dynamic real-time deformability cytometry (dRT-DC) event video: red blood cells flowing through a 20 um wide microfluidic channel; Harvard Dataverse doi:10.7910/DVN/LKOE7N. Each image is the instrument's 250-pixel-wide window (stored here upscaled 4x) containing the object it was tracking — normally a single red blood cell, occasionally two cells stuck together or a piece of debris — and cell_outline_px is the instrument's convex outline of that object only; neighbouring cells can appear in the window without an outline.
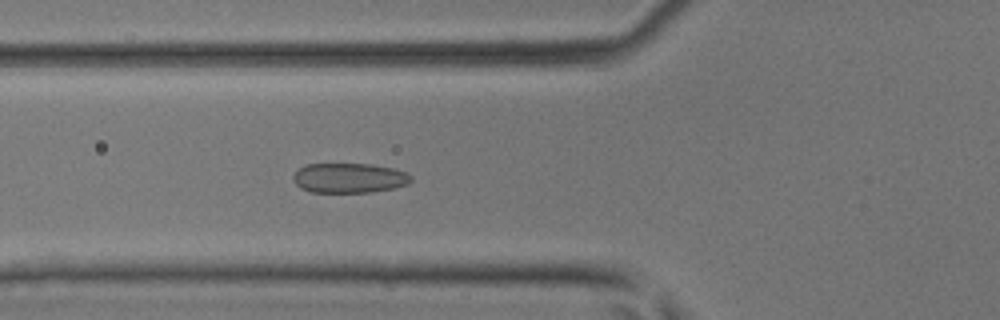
{"species": "common noctule bat (a hibernating species)", "species_latin": "Nyctalus noctula", "temperature_condition": "room temperature", "stored_images_in_passage": 46, "camera_frame_rate_fps": 3000, "um_per_image_px": 0.085, "animal": {"sex": "male", "body_mass_g": 17.9, "forearm_length_mm": 54.2}, "frame": {"image": 1, "passage_image": 17, "time_ms": 5.333, "image_size_px": [1000, 320], "cell_outline_px": [[412, 180], [408, 184], [396, 188], [372, 192], [312, 192], [300, 188], [292, 180], [292, 176], [304, 164], [372, 164], [392, 168], [408, 172], [412, 176]], "centroid_in_image_um": [29.71, 15.13], "position_along_channel_um": 96.1, "area_um2": 20.69}}
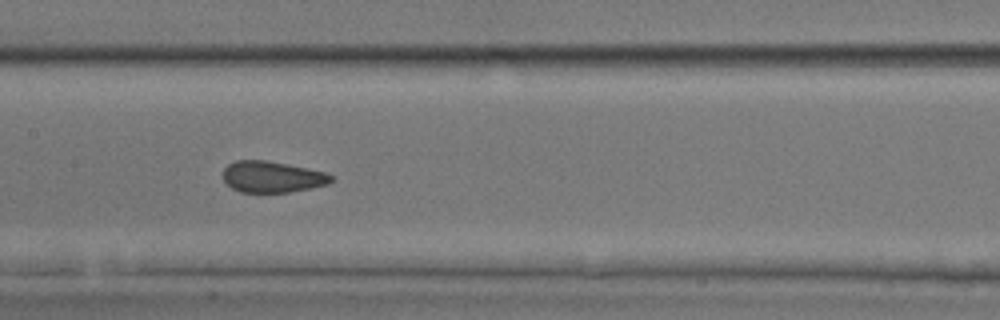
{"frame": {"image": 2, "passage_image": 23, "time_ms": 7.333, "image_size_px": [1000, 320], "cell_outline_px": [[332, 180], [328, 184], [312, 188], [288, 192], [240, 192], [232, 188], [224, 180], [224, 168], [228, 164], [236, 160], [264, 160], [288, 164], [308, 168], [324, 172], [332, 176]], "centroid_in_image_um": [23.13, 15.03], "position_along_channel_um": 184.3, "area_um2": 19.59}}
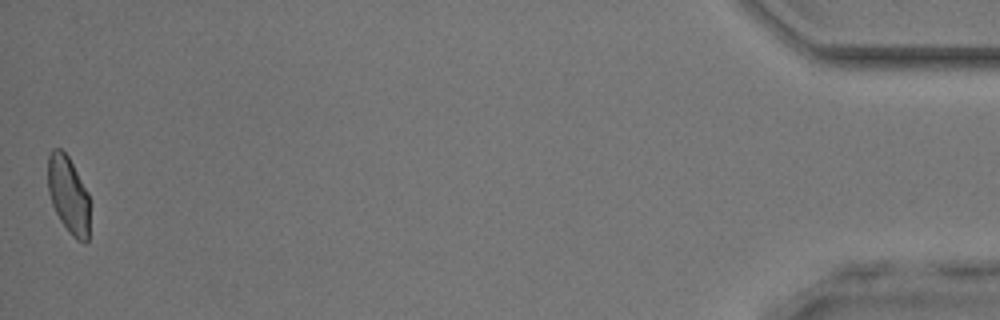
{"frame": {"image": 3, "passage_image": 46, "time_ms": 15.0, "image_size_px": [1000, 320], "cell_outline_px": [[88, 240], [84, 244], [76, 240], [68, 232], [60, 220], [52, 204], [48, 192], [48, 156], [52, 148], [60, 148], [68, 156], [88, 192]], "centroid_in_image_um": [5.8, 16.57], "position_along_channel_um": 429.4, "area_um2": 18.79}}